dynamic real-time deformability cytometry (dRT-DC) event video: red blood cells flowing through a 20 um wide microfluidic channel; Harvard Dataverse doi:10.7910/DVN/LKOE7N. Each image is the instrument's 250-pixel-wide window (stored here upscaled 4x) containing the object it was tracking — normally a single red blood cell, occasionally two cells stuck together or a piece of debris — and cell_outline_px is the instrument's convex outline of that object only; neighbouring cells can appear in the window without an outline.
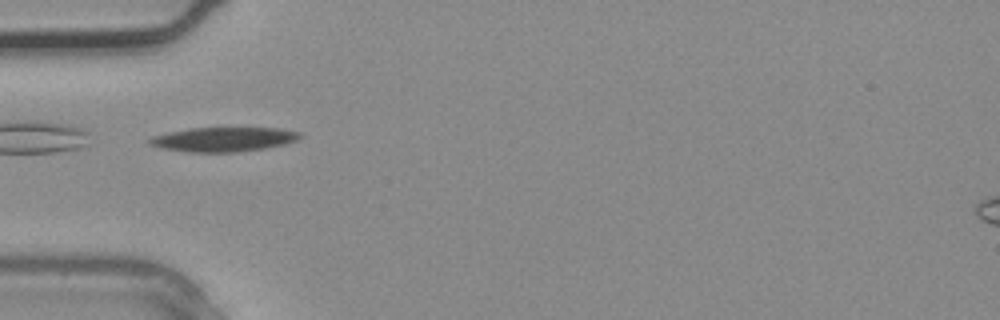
{"species": "common noctule bat (a hibernating species)", "species_latin": "Nyctalus noctula", "temperature_condition": "warm", "stored_images_in_passage": 3, "camera_frame_rate_fps": 3000, "um_per_image_px": 0.085, "animal": {"sex": "male", "body_mass_g": 20.4}, "frame": {"image": 1, "passage_image": 3, "time_ms": 0.667, "image_size_px": [1000, 320], "cell_outline_px": [[304, 136], [296, 140], [284, 144], [264, 148], [236, 152], [188, 152], [160, 148], [148, 144], [148, 140], [152, 136], [168, 132], [188, 128], [280, 128], [300, 132]], "centroid_in_image_um": [18.98, 11.84], "position_along_channel_um": 66.0, "area_um2": 21.44}}